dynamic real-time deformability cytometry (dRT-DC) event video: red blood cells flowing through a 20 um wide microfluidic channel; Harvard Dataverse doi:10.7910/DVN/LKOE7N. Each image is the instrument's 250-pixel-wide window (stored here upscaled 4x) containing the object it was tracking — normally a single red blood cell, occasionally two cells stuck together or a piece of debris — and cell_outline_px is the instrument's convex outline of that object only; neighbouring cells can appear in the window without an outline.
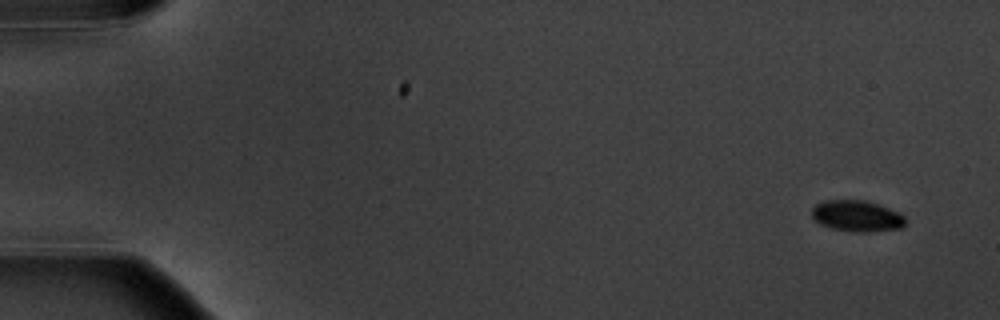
{"species": "common noctule bat (a hibernating species)", "species_latin": "Nyctalus noctula", "temperature_condition": "warm", "stored_images_in_passage": 15, "camera_frame_rate_fps": 3000, "um_per_image_px": 0.085, "animal": {"sex": "male", "body_mass_g": 20.1, "forearm_length_mm": 53.5}, "frame": {"image": 1, "passage_image": 1, "time_ms": 0.0, "image_size_px": [1000, 320], "cell_outline_px": [[908, 224], [900, 228], [868, 232], [856, 232], [832, 228], [820, 224], [812, 216], [812, 208], [816, 204], [824, 200], [864, 200], [880, 204], [900, 212], [904, 216]], "centroid_in_image_um": [72.88, 18.35], "position_along_channel_um": 12.1, "area_um2": 17.17}}
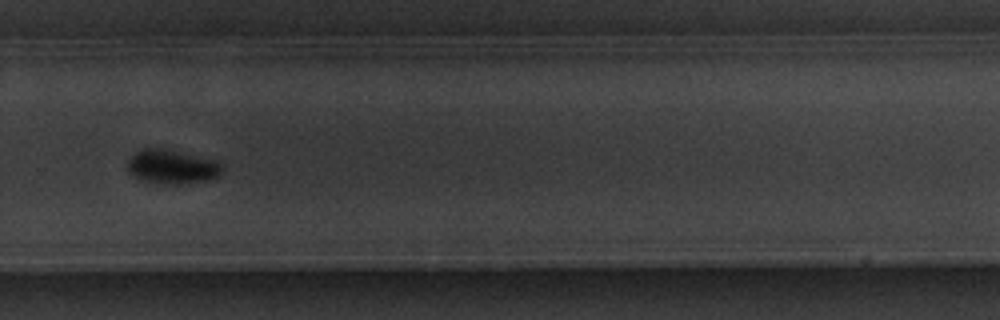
{"frame": {"image": 2, "passage_image": 11, "time_ms": 12.333, "image_size_px": [1000, 320], "cell_outline_px": [[224, 168], [220, 176], [208, 180], [180, 184], [164, 184], [140, 180], [132, 176], [128, 172], [128, 160], [136, 152], [144, 148], [160, 148], [180, 152], [216, 160], [224, 164]], "centroid_in_image_um": [14.64, 14.19], "position_along_channel_um": 315.2, "area_um2": 18.96}}
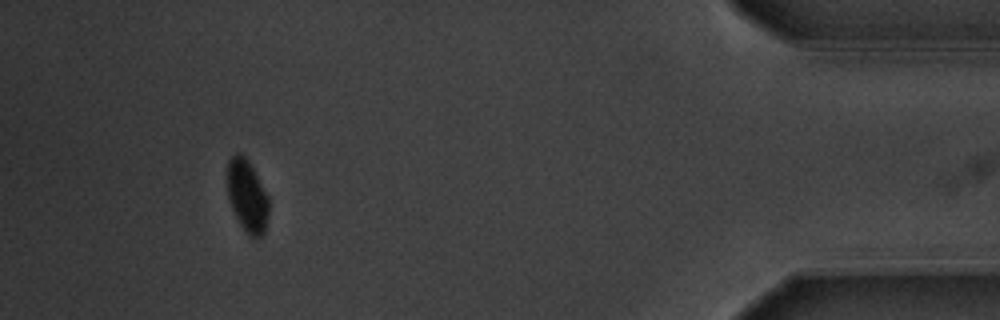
{"frame": {"image": 3, "passage_image": 14, "time_ms": 16.667, "image_size_px": [1000, 320], "cell_outline_px": [[268, 216], [264, 232], [256, 240], [244, 232], [232, 208], [228, 196], [228, 160], [236, 152], [244, 152], [268, 196]], "centroid_in_image_um": [21.01, 16.65], "position_along_channel_um": 414.2, "area_um2": 17.51}, "authors_computed_cell_mechanics": {"area_um2": 18.9584, "velocity_mm_per_s": 3.5854, "shape_relaxation_time_tau1_ms": 1.2649, "shape_relaxation_time_tau2_ms": null, "deformation_change_tau1": 0.0799, "deformation_change_tau2": null}}